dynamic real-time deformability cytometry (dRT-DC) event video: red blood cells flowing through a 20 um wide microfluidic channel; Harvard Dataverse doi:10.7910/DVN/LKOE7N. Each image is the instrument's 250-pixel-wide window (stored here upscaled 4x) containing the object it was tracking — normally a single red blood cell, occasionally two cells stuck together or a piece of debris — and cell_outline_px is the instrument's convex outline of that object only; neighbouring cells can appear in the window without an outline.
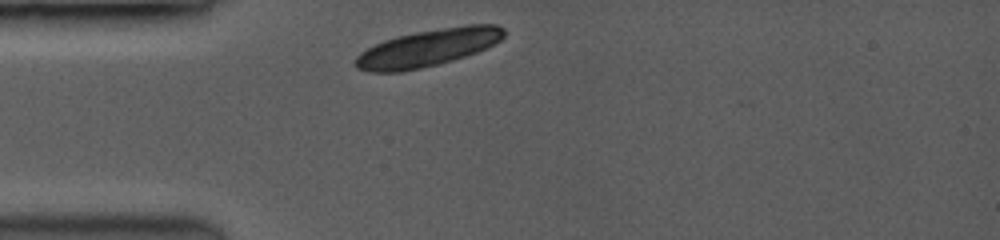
{"species": "common noctule bat (a hibernating species)", "species_latin": "Nyctalus noctula", "temperature_condition": "room temperature", "stored_images_in_passage": 5, "camera_frame_rate_fps": 3500, "um_per_image_px": 0.085, "animal": {"sex": "female", "body_mass_g": 19.0, "forearm_length_mm": 53.3}, "frame": {"image": 1, "passage_image": 1, "time_ms": 0.0, "image_size_px": [1000, 240], "cell_outline_px": [[504, 36], [500, 40], [476, 52], [464, 56], [436, 64], [420, 68], [400, 72], [368, 72], [356, 68], [356, 56], [360, 52], [384, 40], [396, 36], [416, 32], [468, 24], [496, 24], [504, 28]], "centroid_in_image_um": [36.35, 4.06], "position_along_channel_um": 48.6, "area_um2": 31.73}}